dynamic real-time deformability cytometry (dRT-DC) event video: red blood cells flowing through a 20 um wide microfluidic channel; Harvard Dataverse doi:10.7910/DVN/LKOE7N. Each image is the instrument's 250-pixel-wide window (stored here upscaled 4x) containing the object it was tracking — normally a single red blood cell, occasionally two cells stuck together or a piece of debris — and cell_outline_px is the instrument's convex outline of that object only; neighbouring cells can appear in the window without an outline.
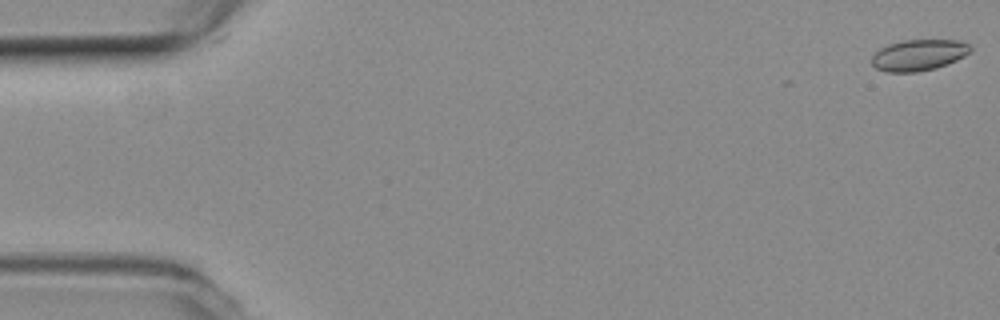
{"species": "common noctule bat (a hibernating species)", "species_latin": "Nyctalus noctula", "temperature_condition": "room temperature", "stored_images_in_passage": 52, "camera_frame_rate_fps": 3000, "um_per_image_px": 0.085, "animal": {"sex": "female", "body_mass_g": 19.3, "forearm_length_mm": 54.1}, "frame": {"image": 1, "passage_image": 1, "time_ms": 0.0, "image_size_px": [1000, 320], "cell_outline_px": [[972, 48], [964, 56], [948, 64], [936, 68], [916, 72], [888, 72], [876, 68], [872, 64], [872, 56], [880, 48], [888, 44], [904, 40], [956, 40], [968, 44]], "centroid_in_image_um": [78.07, 4.68], "position_along_channel_um": 6.9, "area_um2": 17.8}}
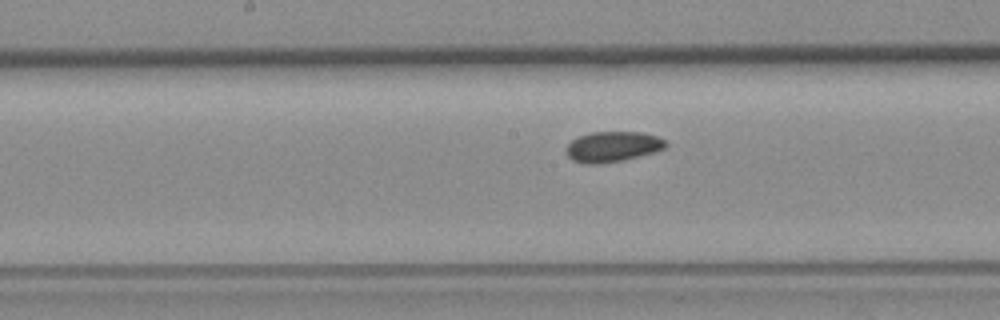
{"frame": {"image": 2, "passage_image": 28, "time_ms": 9.0, "image_size_px": [1000, 320], "cell_outline_px": [[668, 144], [664, 148], [652, 152], [624, 160], [596, 164], [584, 164], [572, 160], [568, 156], [564, 148], [572, 140], [580, 136], [592, 132], [640, 132], [656, 136], [664, 140]], "centroid_in_image_um": [52.03, 12.47], "position_along_channel_um": 196.2, "area_um2": 17.51}}
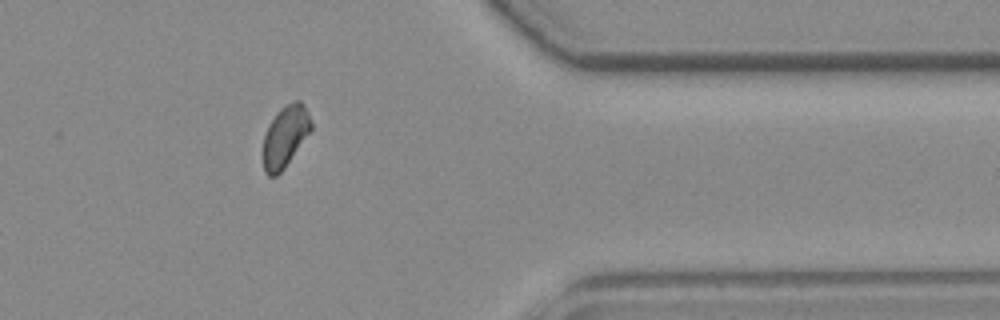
{"frame": {"image": 3, "passage_image": 45, "time_ms": 14.667, "image_size_px": [1000, 320], "cell_outline_px": [[312, 128], [284, 168], [276, 176], [268, 176], [264, 172], [264, 136], [268, 124], [276, 112], [280, 108], [296, 100], [300, 100], [304, 104], [308, 112], [312, 124]], "centroid_in_image_um": [24.23, 11.57], "position_along_channel_um": 387.2, "area_um2": 16.94}}